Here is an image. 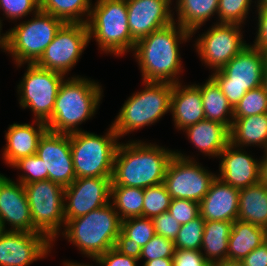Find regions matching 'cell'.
<instances>
[{"instance_id": "1", "label": "cell", "mask_w": 267, "mask_h": 266, "mask_svg": "<svg viewBox=\"0 0 267 266\" xmlns=\"http://www.w3.org/2000/svg\"><path fill=\"white\" fill-rule=\"evenodd\" d=\"M190 38L192 34L174 21L137 41L133 55L140 66L143 82H180L177 77L183 66L179 43Z\"/></svg>"}, {"instance_id": "2", "label": "cell", "mask_w": 267, "mask_h": 266, "mask_svg": "<svg viewBox=\"0 0 267 266\" xmlns=\"http://www.w3.org/2000/svg\"><path fill=\"white\" fill-rule=\"evenodd\" d=\"M175 151L141 140L119 143L113 165L111 186L147 188L162 184Z\"/></svg>"}, {"instance_id": "3", "label": "cell", "mask_w": 267, "mask_h": 266, "mask_svg": "<svg viewBox=\"0 0 267 266\" xmlns=\"http://www.w3.org/2000/svg\"><path fill=\"white\" fill-rule=\"evenodd\" d=\"M98 83L81 76L64 79L46 123L48 131L62 134L85 131L77 127L92 118L99 108L103 89Z\"/></svg>"}, {"instance_id": "4", "label": "cell", "mask_w": 267, "mask_h": 266, "mask_svg": "<svg viewBox=\"0 0 267 266\" xmlns=\"http://www.w3.org/2000/svg\"><path fill=\"white\" fill-rule=\"evenodd\" d=\"M121 223L113 205L108 203L86 215L68 220L61 235L84 256L95 261L109 249L118 246Z\"/></svg>"}, {"instance_id": "5", "label": "cell", "mask_w": 267, "mask_h": 266, "mask_svg": "<svg viewBox=\"0 0 267 266\" xmlns=\"http://www.w3.org/2000/svg\"><path fill=\"white\" fill-rule=\"evenodd\" d=\"M86 24L90 40L94 36L104 53L119 57L134 50L136 42L129 30L126 0H97Z\"/></svg>"}, {"instance_id": "6", "label": "cell", "mask_w": 267, "mask_h": 266, "mask_svg": "<svg viewBox=\"0 0 267 266\" xmlns=\"http://www.w3.org/2000/svg\"><path fill=\"white\" fill-rule=\"evenodd\" d=\"M145 89L133 93L123 104L112 126L119 138L153 125L170 112L173 83L143 82Z\"/></svg>"}, {"instance_id": "7", "label": "cell", "mask_w": 267, "mask_h": 266, "mask_svg": "<svg viewBox=\"0 0 267 266\" xmlns=\"http://www.w3.org/2000/svg\"><path fill=\"white\" fill-rule=\"evenodd\" d=\"M119 137L112 125L105 135L87 131L70 134L71 154L77 178L112 177Z\"/></svg>"}, {"instance_id": "8", "label": "cell", "mask_w": 267, "mask_h": 266, "mask_svg": "<svg viewBox=\"0 0 267 266\" xmlns=\"http://www.w3.org/2000/svg\"><path fill=\"white\" fill-rule=\"evenodd\" d=\"M267 53L253 45H247L211 78L234 108L247 91L263 85Z\"/></svg>"}, {"instance_id": "9", "label": "cell", "mask_w": 267, "mask_h": 266, "mask_svg": "<svg viewBox=\"0 0 267 266\" xmlns=\"http://www.w3.org/2000/svg\"><path fill=\"white\" fill-rule=\"evenodd\" d=\"M64 23L62 19L39 10L32 19L8 30V54H11L18 67L35 63Z\"/></svg>"}, {"instance_id": "10", "label": "cell", "mask_w": 267, "mask_h": 266, "mask_svg": "<svg viewBox=\"0 0 267 266\" xmlns=\"http://www.w3.org/2000/svg\"><path fill=\"white\" fill-rule=\"evenodd\" d=\"M33 227L44 234L52 243L65 226V188L50 180L24 184ZM61 230V231H60Z\"/></svg>"}, {"instance_id": "11", "label": "cell", "mask_w": 267, "mask_h": 266, "mask_svg": "<svg viewBox=\"0 0 267 266\" xmlns=\"http://www.w3.org/2000/svg\"><path fill=\"white\" fill-rule=\"evenodd\" d=\"M64 77L60 72L47 70L35 63H27L23 79L17 85L20 106L31 109L35 121L47 123Z\"/></svg>"}, {"instance_id": "12", "label": "cell", "mask_w": 267, "mask_h": 266, "mask_svg": "<svg viewBox=\"0 0 267 266\" xmlns=\"http://www.w3.org/2000/svg\"><path fill=\"white\" fill-rule=\"evenodd\" d=\"M216 177L193 157L177 150L167 166L163 184L172 199H188L199 203Z\"/></svg>"}, {"instance_id": "13", "label": "cell", "mask_w": 267, "mask_h": 266, "mask_svg": "<svg viewBox=\"0 0 267 266\" xmlns=\"http://www.w3.org/2000/svg\"><path fill=\"white\" fill-rule=\"evenodd\" d=\"M88 43L87 24L65 22L35 64L66 76L77 64Z\"/></svg>"}, {"instance_id": "14", "label": "cell", "mask_w": 267, "mask_h": 266, "mask_svg": "<svg viewBox=\"0 0 267 266\" xmlns=\"http://www.w3.org/2000/svg\"><path fill=\"white\" fill-rule=\"evenodd\" d=\"M241 25L214 23L195 41L201 61L212 71L221 70L248 44L244 41Z\"/></svg>"}, {"instance_id": "15", "label": "cell", "mask_w": 267, "mask_h": 266, "mask_svg": "<svg viewBox=\"0 0 267 266\" xmlns=\"http://www.w3.org/2000/svg\"><path fill=\"white\" fill-rule=\"evenodd\" d=\"M111 184V177H84L75 179L65 187V221L86 215L110 203Z\"/></svg>"}, {"instance_id": "16", "label": "cell", "mask_w": 267, "mask_h": 266, "mask_svg": "<svg viewBox=\"0 0 267 266\" xmlns=\"http://www.w3.org/2000/svg\"><path fill=\"white\" fill-rule=\"evenodd\" d=\"M53 245L41 233L6 230L0 237V266H28L45 258Z\"/></svg>"}, {"instance_id": "17", "label": "cell", "mask_w": 267, "mask_h": 266, "mask_svg": "<svg viewBox=\"0 0 267 266\" xmlns=\"http://www.w3.org/2000/svg\"><path fill=\"white\" fill-rule=\"evenodd\" d=\"M36 154L43 161L48 180L64 188L75 181L70 134L47 130L39 140Z\"/></svg>"}, {"instance_id": "18", "label": "cell", "mask_w": 267, "mask_h": 266, "mask_svg": "<svg viewBox=\"0 0 267 266\" xmlns=\"http://www.w3.org/2000/svg\"><path fill=\"white\" fill-rule=\"evenodd\" d=\"M129 30L137 42L174 22L173 0H126Z\"/></svg>"}, {"instance_id": "19", "label": "cell", "mask_w": 267, "mask_h": 266, "mask_svg": "<svg viewBox=\"0 0 267 266\" xmlns=\"http://www.w3.org/2000/svg\"><path fill=\"white\" fill-rule=\"evenodd\" d=\"M0 220L6 231V224L11 227L9 231H25L39 233L33 227L27 195L20 182L12 181L0 173ZM7 222V223H6Z\"/></svg>"}, {"instance_id": "20", "label": "cell", "mask_w": 267, "mask_h": 266, "mask_svg": "<svg viewBox=\"0 0 267 266\" xmlns=\"http://www.w3.org/2000/svg\"><path fill=\"white\" fill-rule=\"evenodd\" d=\"M217 177L224 183L242 189L259 183L260 160L253 158L243 148L229 143L220 153Z\"/></svg>"}, {"instance_id": "21", "label": "cell", "mask_w": 267, "mask_h": 266, "mask_svg": "<svg viewBox=\"0 0 267 266\" xmlns=\"http://www.w3.org/2000/svg\"><path fill=\"white\" fill-rule=\"evenodd\" d=\"M239 208V189L224 183L218 177L208 193L199 202L200 216L205 221H236Z\"/></svg>"}, {"instance_id": "22", "label": "cell", "mask_w": 267, "mask_h": 266, "mask_svg": "<svg viewBox=\"0 0 267 266\" xmlns=\"http://www.w3.org/2000/svg\"><path fill=\"white\" fill-rule=\"evenodd\" d=\"M33 124L13 123L5 133L6 146L3 148L2 158L10 167L19 159L36 154L38 143L48 130L45 122L35 120Z\"/></svg>"}, {"instance_id": "23", "label": "cell", "mask_w": 267, "mask_h": 266, "mask_svg": "<svg viewBox=\"0 0 267 266\" xmlns=\"http://www.w3.org/2000/svg\"><path fill=\"white\" fill-rule=\"evenodd\" d=\"M170 112L175 128L182 131L205 120L200 86L197 84L182 86L181 82L173 84Z\"/></svg>"}, {"instance_id": "24", "label": "cell", "mask_w": 267, "mask_h": 266, "mask_svg": "<svg viewBox=\"0 0 267 266\" xmlns=\"http://www.w3.org/2000/svg\"><path fill=\"white\" fill-rule=\"evenodd\" d=\"M196 149L205 156L217 157L230 143V130L222 123L202 120L183 130Z\"/></svg>"}, {"instance_id": "25", "label": "cell", "mask_w": 267, "mask_h": 266, "mask_svg": "<svg viewBox=\"0 0 267 266\" xmlns=\"http://www.w3.org/2000/svg\"><path fill=\"white\" fill-rule=\"evenodd\" d=\"M230 143L240 148L256 145L267 151V113L233 117Z\"/></svg>"}, {"instance_id": "26", "label": "cell", "mask_w": 267, "mask_h": 266, "mask_svg": "<svg viewBox=\"0 0 267 266\" xmlns=\"http://www.w3.org/2000/svg\"><path fill=\"white\" fill-rule=\"evenodd\" d=\"M267 240V230L252 223L233 222L228 242V260L241 261Z\"/></svg>"}, {"instance_id": "27", "label": "cell", "mask_w": 267, "mask_h": 266, "mask_svg": "<svg viewBox=\"0 0 267 266\" xmlns=\"http://www.w3.org/2000/svg\"><path fill=\"white\" fill-rule=\"evenodd\" d=\"M238 220L267 230V187L260 182L239 189Z\"/></svg>"}, {"instance_id": "28", "label": "cell", "mask_w": 267, "mask_h": 266, "mask_svg": "<svg viewBox=\"0 0 267 266\" xmlns=\"http://www.w3.org/2000/svg\"><path fill=\"white\" fill-rule=\"evenodd\" d=\"M218 3L219 0H176L177 19L174 21L193 36L206 21L217 15Z\"/></svg>"}, {"instance_id": "29", "label": "cell", "mask_w": 267, "mask_h": 266, "mask_svg": "<svg viewBox=\"0 0 267 266\" xmlns=\"http://www.w3.org/2000/svg\"><path fill=\"white\" fill-rule=\"evenodd\" d=\"M232 225V221H205L200 251L210 264L228 259Z\"/></svg>"}, {"instance_id": "30", "label": "cell", "mask_w": 267, "mask_h": 266, "mask_svg": "<svg viewBox=\"0 0 267 266\" xmlns=\"http://www.w3.org/2000/svg\"><path fill=\"white\" fill-rule=\"evenodd\" d=\"M199 86L205 119L222 123L230 130L233 124V107L220 87L211 77Z\"/></svg>"}, {"instance_id": "31", "label": "cell", "mask_w": 267, "mask_h": 266, "mask_svg": "<svg viewBox=\"0 0 267 266\" xmlns=\"http://www.w3.org/2000/svg\"><path fill=\"white\" fill-rule=\"evenodd\" d=\"M155 235L151 218L132 217L122 220L118 246L126 252L138 254Z\"/></svg>"}, {"instance_id": "32", "label": "cell", "mask_w": 267, "mask_h": 266, "mask_svg": "<svg viewBox=\"0 0 267 266\" xmlns=\"http://www.w3.org/2000/svg\"><path fill=\"white\" fill-rule=\"evenodd\" d=\"M39 7L41 11L60 18L64 22L86 24L92 2L91 0H39Z\"/></svg>"}, {"instance_id": "33", "label": "cell", "mask_w": 267, "mask_h": 266, "mask_svg": "<svg viewBox=\"0 0 267 266\" xmlns=\"http://www.w3.org/2000/svg\"><path fill=\"white\" fill-rule=\"evenodd\" d=\"M110 202L121 220L143 217L144 189L111 186Z\"/></svg>"}, {"instance_id": "34", "label": "cell", "mask_w": 267, "mask_h": 266, "mask_svg": "<svg viewBox=\"0 0 267 266\" xmlns=\"http://www.w3.org/2000/svg\"><path fill=\"white\" fill-rule=\"evenodd\" d=\"M267 113V91L264 86L251 89L233 108V117H246Z\"/></svg>"}, {"instance_id": "35", "label": "cell", "mask_w": 267, "mask_h": 266, "mask_svg": "<svg viewBox=\"0 0 267 266\" xmlns=\"http://www.w3.org/2000/svg\"><path fill=\"white\" fill-rule=\"evenodd\" d=\"M205 220L197 218L181 225L174 245L176 250H201Z\"/></svg>"}, {"instance_id": "36", "label": "cell", "mask_w": 267, "mask_h": 266, "mask_svg": "<svg viewBox=\"0 0 267 266\" xmlns=\"http://www.w3.org/2000/svg\"><path fill=\"white\" fill-rule=\"evenodd\" d=\"M171 200V195L167 192L163 183L144 188L143 217L152 219L163 212H167Z\"/></svg>"}, {"instance_id": "37", "label": "cell", "mask_w": 267, "mask_h": 266, "mask_svg": "<svg viewBox=\"0 0 267 266\" xmlns=\"http://www.w3.org/2000/svg\"><path fill=\"white\" fill-rule=\"evenodd\" d=\"M252 0H219L218 3V22L227 24L241 25L249 16ZM258 2V0H257Z\"/></svg>"}, {"instance_id": "38", "label": "cell", "mask_w": 267, "mask_h": 266, "mask_svg": "<svg viewBox=\"0 0 267 266\" xmlns=\"http://www.w3.org/2000/svg\"><path fill=\"white\" fill-rule=\"evenodd\" d=\"M11 167L24 172L17 180L22 185L48 180V172H45L43 161L37 154L21 158Z\"/></svg>"}, {"instance_id": "39", "label": "cell", "mask_w": 267, "mask_h": 266, "mask_svg": "<svg viewBox=\"0 0 267 266\" xmlns=\"http://www.w3.org/2000/svg\"><path fill=\"white\" fill-rule=\"evenodd\" d=\"M174 241L155 234L153 238L144 245L138 252V259H145V262L159 258H173L175 253Z\"/></svg>"}, {"instance_id": "40", "label": "cell", "mask_w": 267, "mask_h": 266, "mask_svg": "<svg viewBox=\"0 0 267 266\" xmlns=\"http://www.w3.org/2000/svg\"><path fill=\"white\" fill-rule=\"evenodd\" d=\"M0 9L4 11L3 16L16 21L28 14L34 15L40 7L39 0H0Z\"/></svg>"}, {"instance_id": "41", "label": "cell", "mask_w": 267, "mask_h": 266, "mask_svg": "<svg viewBox=\"0 0 267 266\" xmlns=\"http://www.w3.org/2000/svg\"><path fill=\"white\" fill-rule=\"evenodd\" d=\"M168 212L184 225L200 215L199 203L188 199H172Z\"/></svg>"}, {"instance_id": "42", "label": "cell", "mask_w": 267, "mask_h": 266, "mask_svg": "<svg viewBox=\"0 0 267 266\" xmlns=\"http://www.w3.org/2000/svg\"><path fill=\"white\" fill-rule=\"evenodd\" d=\"M137 254L123 251L119 246L109 249L94 262L100 266H138Z\"/></svg>"}, {"instance_id": "43", "label": "cell", "mask_w": 267, "mask_h": 266, "mask_svg": "<svg viewBox=\"0 0 267 266\" xmlns=\"http://www.w3.org/2000/svg\"><path fill=\"white\" fill-rule=\"evenodd\" d=\"M155 234L174 241L181 224L167 211L152 218Z\"/></svg>"}, {"instance_id": "44", "label": "cell", "mask_w": 267, "mask_h": 266, "mask_svg": "<svg viewBox=\"0 0 267 266\" xmlns=\"http://www.w3.org/2000/svg\"><path fill=\"white\" fill-rule=\"evenodd\" d=\"M173 266H210L200 250H175Z\"/></svg>"}, {"instance_id": "45", "label": "cell", "mask_w": 267, "mask_h": 266, "mask_svg": "<svg viewBox=\"0 0 267 266\" xmlns=\"http://www.w3.org/2000/svg\"><path fill=\"white\" fill-rule=\"evenodd\" d=\"M257 35L254 40V44H252L255 47H258L259 49L263 50L267 53V8H263L258 2H257Z\"/></svg>"}, {"instance_id": "46", "label": "cell", "mask_w": 267, "mask_h": 266, "mask_svg": "<svg viewBox=\"0 0 267 266\" xmlns=\"http://www.w3.org/2000/svg\"><path fill=\"white\" fill-rule=\"evenodd\" d=\"M244 266H267V240L241 260Z\"/></svg>"}, {"instance_id": "47", "label": "cell", "mask_w": 267, "mask_h": 266, "mask_svg": "<svg viewBox=\"0 0 267 266\" xmlns=\"http://www.w3.org/2000/svg\"><path fill=\"white\" fill-rule=\"evenodd\" d=\"M259 182L267 187V151L260 160V180Z\"/></svg>"}, {"instance_id": "48", "label": "cell", "mask_w": 267, "mask_h": 266, "mask_svg": "<svg viewBox=\"0 0 267 266\" xmlns=\"http://www.w3.org/2000/svg\"><path fill=\"white\" fill-rule=\"evenodd\" d=\"M143 266H173V258H159L144 262Z\"/></svg>"}, {"instance_id": "49", "label": "cell", "mask_w": 267, "mask_h": 266, "mask_svg": "<svg viewBox=\"0 0 267 266\" xmlns=\"http://www.w3.org/2000/svg\"><path fill=\"white\" fill-rule=\"evenodd\" d=\"M2 21L0 19V48L4 51L7 52L9 51V31H7L5 34H1V27H2Z\"/></svg>"}, {"instance_id": "50", "label": "cell", "mask_w": 267, "mask_h": 266, "mask_svg": "<svg viewBox=\"0 0 267 266\" xmlns=\"http://www.w3.org/2000/svg\"><path fill=\"white\" fill-rule=\"evenodd\" d=\"M210 266H244L241 261L236 260H223L220 262L212 263Z\"/></svg>"}, {"instance_id": "51", "label": "cell", "mask_w": 267, "mask_h": 266, "mask_svg": "<svg viewBox=\"0 0 267 266\" xmlns=\"http://www.w3.org/2000/svg\"><path fill=\"white\" fill-rule=\"evenodd\" d=\"M263 86L265 90L267 91V58H266L265 67H264Z\"/></svg>"}, {"instance_id": "52", "label": "cell", "mask_w": 267, "mask_h": 266, "mask_svg": "<svg viewBox=\"0 0 267 266\" xmlns=\"http://www.w3.org/2000/svg\"><path fill=\"white\" fill-rule=\"evenodd\" d=\"M65 266H93V265H88V264H85V263H76V262H71V261H66L63 263Z\"/></svg>"}, {"instance_id": "53", "label": "cell", "mask_w": 267, "mask_h": 266, "mask_svg": "<svg viewBox=\"0 0 267 266\" xmlns=\"http://www.w3.org/2000/svg\"><path fill=\"white\" fill-rule=\"evenodd\" d=\"M258 3H259L263 8H267V0H258Z\"/></svg>"}, {"instance_id": "54", "label": "cell", "mask_w": 267, "mask_h": 266, "mask_svg": "<svg viewBox=\"0 0 267 266\" xmlns=\"http://www.w3.org/2000/svg\"><path fill=\"white\" fill-rule=\"evenodd\" d=\"M5 232V229L2 225V221L0 220V237L2 236V234Z\"/></svg>"}]
</instances>
